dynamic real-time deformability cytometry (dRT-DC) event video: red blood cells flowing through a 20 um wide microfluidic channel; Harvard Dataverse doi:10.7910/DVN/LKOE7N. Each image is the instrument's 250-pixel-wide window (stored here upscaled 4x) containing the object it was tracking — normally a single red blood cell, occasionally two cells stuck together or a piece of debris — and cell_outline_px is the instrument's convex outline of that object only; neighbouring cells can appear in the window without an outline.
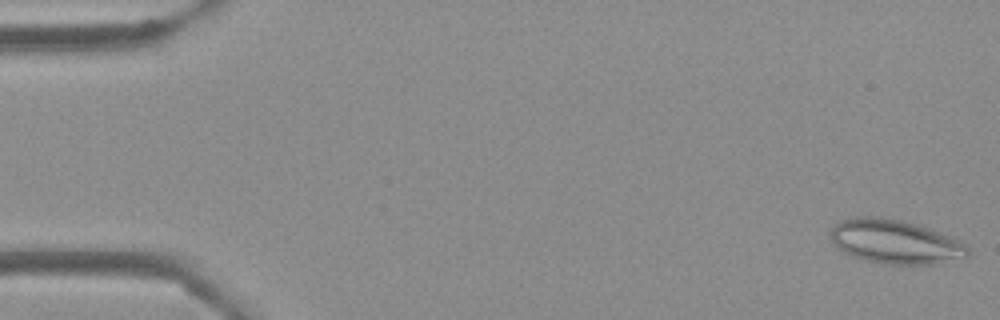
{"species": "Egyptian fruit bat (a non-hibernating species)", "species_latin": "Rousettus aegyptiacus", "temperature_condition": "cold", "stored_images_in_passage": 7, "camera_frame_rate_fps": 3000, "um_per_image_px": 0.085, "frame": {"image": 1, "passage_image": 1, "time_ms": 0.0, "image_size_px": [1000, 320], "cell_outline_px": [[968, 256], [964, 260], [940, 264], [888, 264], [868, 260], [852, 256], [844, 252], [832, 240], [832, 228], [840, 220], [856, 216], [880, 216], [900, 220], [916, 224], [928, 228], [960, 240], [968, 248]], "centroid_in_image_um": [76.16, 20.55], "position_along_channel_um": 8.8, "area_um2": 35.2}}